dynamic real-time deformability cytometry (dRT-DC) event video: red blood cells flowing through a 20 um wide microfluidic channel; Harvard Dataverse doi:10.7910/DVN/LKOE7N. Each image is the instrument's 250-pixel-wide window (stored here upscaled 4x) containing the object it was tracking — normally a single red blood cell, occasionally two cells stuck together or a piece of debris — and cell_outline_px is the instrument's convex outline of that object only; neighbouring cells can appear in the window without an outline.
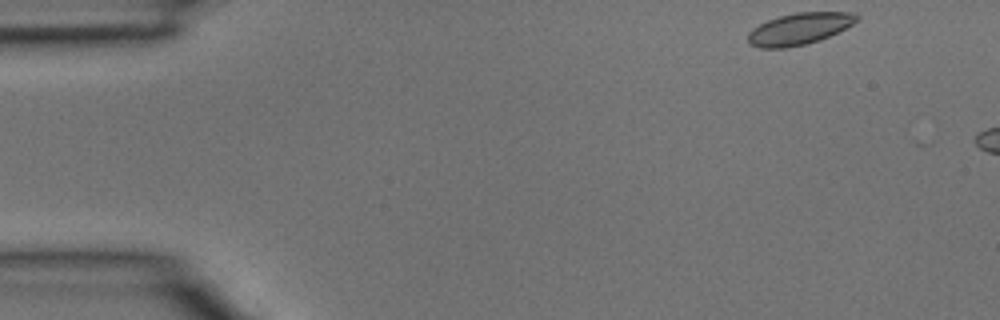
{"species": "common noctule bat (a hibernating species)", "species_latin": "Nyctalus noctula", "temperature_condition": "room temperature", "stored_images_in_passage": 5, "camera_frame_rate_fps": 3000, "um_per_image_px": 0.085, "animal": {"sex": "male", "body_mass_g": 15.6}, "frame": {"image": 1, "passage_image": 1, "time_ms": 0.0, "image_size_px": [1000, 320], "cell_outline_px": [[860, 20], [820, 40], [788, 48], [760, 48], [748, 44], [748, 32], [752, 28], [768, 20], [780, 16], [796, 12], [852, 12], [860, 16]], "centroid_in_image_um": [67.92, 2.45], "position_along_channel_um": 17.1, "area_um2": 20.06}}